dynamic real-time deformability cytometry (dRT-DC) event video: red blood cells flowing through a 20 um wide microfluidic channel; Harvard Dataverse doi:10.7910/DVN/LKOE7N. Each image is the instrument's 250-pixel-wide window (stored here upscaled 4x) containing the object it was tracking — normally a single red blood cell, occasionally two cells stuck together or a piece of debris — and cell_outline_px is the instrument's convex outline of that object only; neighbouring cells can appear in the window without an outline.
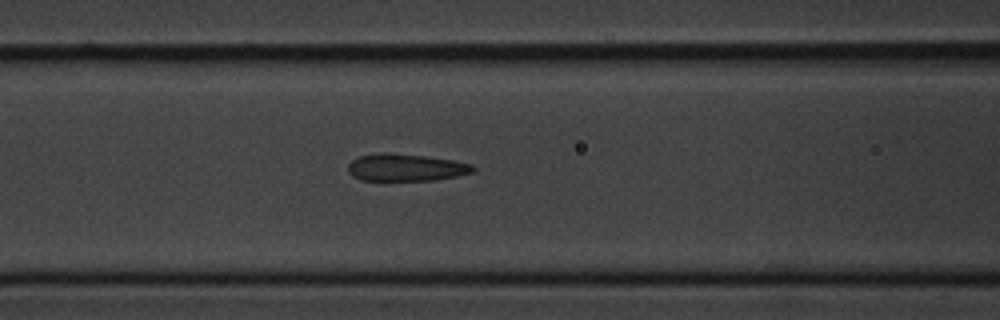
{"species": "common noctule bat (a hibernating species)", "species_latin": "Nyctalus noctula", "temperature_condition": "cold", "stored_images_in_passage": 8, "camera_frame_rate_fps": 3000, "um_per_image_px": 0.085, "animal": {"sex": "male", "body_mass_g": 20.1, "forearm_length_mm": 53.5}, "frame": {"image": 1, "passage_image": 8, "time_ms": 9.0, "image_size_px": [1000, 320], "cell_outline_px": [[476, 168], [472, 172], [456, 176], [436, 180], [360, 180], [352, 176], [348, 172], [348, 164], [352, 160], [360, 156], [380, 152], [384, 152], [424, 156], [452, 160], [472, 164]], "centroid_in_image_um": [34.47, 14.24], "position_along_channel_um": 132.1, "area_um2": 19.77}}